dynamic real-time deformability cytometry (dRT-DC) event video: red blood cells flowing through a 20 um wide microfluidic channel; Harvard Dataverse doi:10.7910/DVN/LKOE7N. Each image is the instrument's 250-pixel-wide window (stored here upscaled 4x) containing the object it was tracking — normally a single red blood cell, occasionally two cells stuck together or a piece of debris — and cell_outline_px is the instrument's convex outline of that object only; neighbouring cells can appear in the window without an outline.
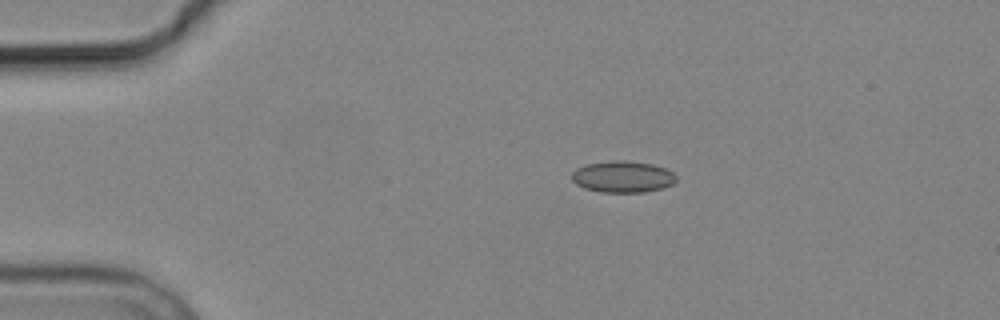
{"species": "common noctule bat (a hibernating species)", "species_latin": "Nyctalus noctula", "temperature_condition": "cold", "stored_images_in_passage": 6, "camera_frame_rate_fps": 3000, "um_per_image_px": 0.085, "animal": {"sex": "male", "body_mass_g": 19.2, "forearm_length_mm": 51.8}, "frame": {"image": 1, "passage_image": 2, "time_ms": 1.333, "image_size_px": [1000, 320], "cell_outline_px": [[676, 180], [672, 184], [664, 188], [644, 192], [600, 192], [584, 188], [576, 184], [572, 180], [572, 172], [576, 168], [588, 164], [620, 160], [652, 164], [664, 168], [672, 172], [676, 176]], "centroid_in_image_um": [52.93, 15.04], "position_along_channel_um": 32.1, "area_um2": 19.02}}
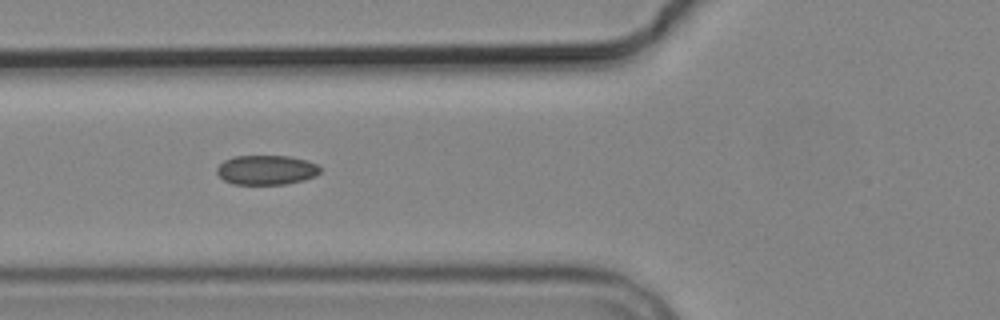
{"frame": {"image": 2, "passage_image": 5, "time_ms": 4.667, "image_size_px": [1000, 320], "cell_outline_px": [[320, 172], [316, 176], [304, 180], [284, 184], [232, 184], [224, 180], [216, 172], [216, 168], [224, 160], [232, 156], [288, 156], [308, 160], [316, 164], [320, 168]], "centroid_in_image_um": [22.64, 14.44], "position_along_channel_um": 103.2, "area_um2": 17.86}}
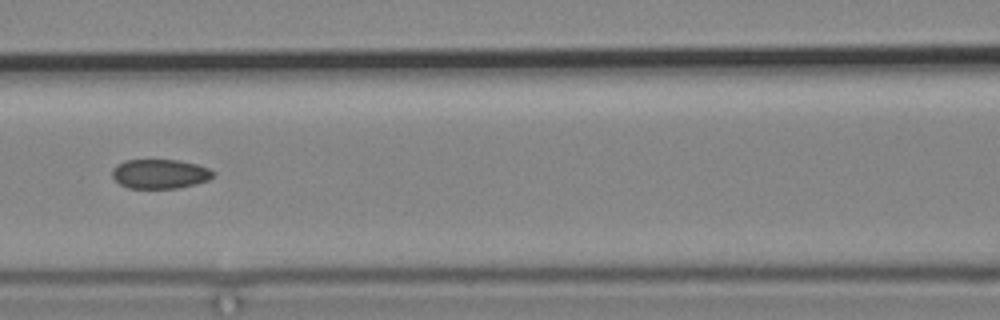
{"frame": {"image": 3, "passage_image": 6, "time_ms": 6.0, "image_size_px": [1000, 320], "cell_outline_px": [[216, 172], [208, 180], [196, 184], [180, 188], [128, 188], [120, 184], [112, 176], [112, 168], [116, 164], [124, 160], [176, 160], [196, 164], [208, 168]], "centroid_in_image_um": [13.58, 14.78], "position_along_channel_um": 153.0, "area_um2": 17.34}}